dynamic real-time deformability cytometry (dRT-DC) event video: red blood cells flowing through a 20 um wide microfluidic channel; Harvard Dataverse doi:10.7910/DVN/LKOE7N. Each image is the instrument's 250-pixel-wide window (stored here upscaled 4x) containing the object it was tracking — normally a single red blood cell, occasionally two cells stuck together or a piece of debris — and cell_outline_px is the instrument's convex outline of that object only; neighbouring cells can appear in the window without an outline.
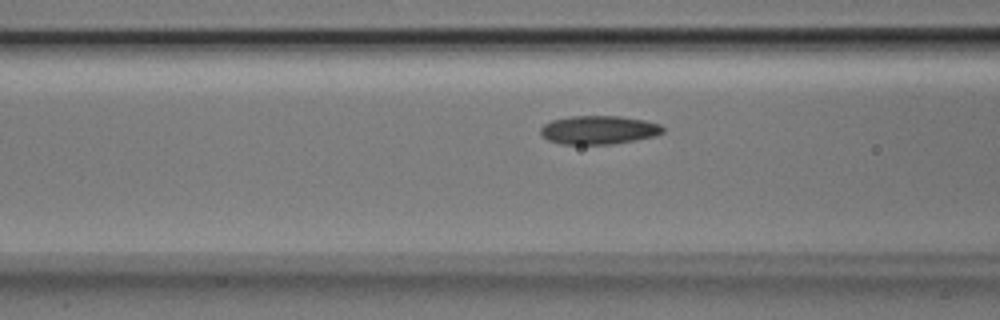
{"species": "Egyptian fruit bat (a non-hibernating species)", "species_latin": "Rousettus aegyptiacus", "temperature_condition": "room temperature", "stored_images_in_passage": 18, "camera_frame_rate_fps": 3000, "um_per_image_px": 0.085, "animal": {"sex": "male"}, "frame": {"image": 1, "passage_image": 16, "time_ms": 5.0, "image_size_px": [1000, 320], "cell_outline_px": [[664, 132], [656, 136], [612, 144], [560, 144], [548, 140], [540, 132], [540, 128], [544, 124], [552, 120], [572, 116], [620, 116], [644, 120], [660, 124], [664, 128]], "centroid_in_image_um": [50.9, 11.04], "position_along_channel_um": 115.7, "area_um2": 20.35}}